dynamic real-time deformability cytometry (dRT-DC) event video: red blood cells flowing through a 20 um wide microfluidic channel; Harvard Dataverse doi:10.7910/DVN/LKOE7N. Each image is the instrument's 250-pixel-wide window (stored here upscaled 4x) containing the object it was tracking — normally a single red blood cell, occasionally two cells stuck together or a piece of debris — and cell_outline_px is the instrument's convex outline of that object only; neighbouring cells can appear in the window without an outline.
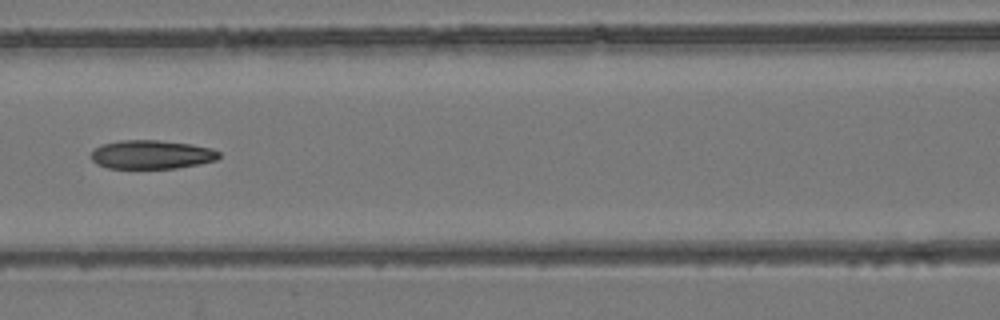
{"species": "common noctule bat (a hibernating species)", "species_latin": "Nyctalus noctula", "temperature_condition": "room temperature", "stored_images_in_passage": 9, "camera_frame_rate_fps": 3000, "um_per_image_px": 0.085, "animal": {"sex": "female", "body_mass_g": 24.6, "forearm_length_mm": 56.2}, "frame": {"image": 1, "passage_image": 8, "time_ms": 8.0, "image_size_px": [1000, 320], "cell_outline_px": [[220, 156], [216, 160], [200, 164], [176, 168], [108, 168], [96, 164], [92, 160], [92, 152], [96, 148], [104, 144], [120, 140], [156, 140], [192, 144], [212, 148], [220, 152]], "centroid_in_image_um": [12.92, 13.14], "position_along_channel_um": 153.7, "area_um2": 21.39}}
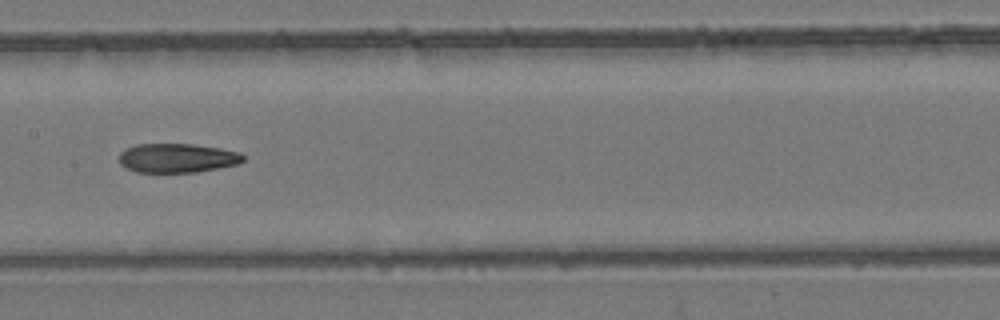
{"frame": {"image": 2, "passage_image": 9, "time_ms": 9.0, "image_size_px": [1000, 320], "cell_outline_px": [[244, 160], [236, 164], [196, 172], [136, 172], [120, 164], [120, 152], [136, 144], [192, 144], [220, 148], [240, 152], [244, 156]], "centroid_in_image_um": [15.06, 13.43], "position_along_channel_um": 192.3, "area_um2": 20.87}}